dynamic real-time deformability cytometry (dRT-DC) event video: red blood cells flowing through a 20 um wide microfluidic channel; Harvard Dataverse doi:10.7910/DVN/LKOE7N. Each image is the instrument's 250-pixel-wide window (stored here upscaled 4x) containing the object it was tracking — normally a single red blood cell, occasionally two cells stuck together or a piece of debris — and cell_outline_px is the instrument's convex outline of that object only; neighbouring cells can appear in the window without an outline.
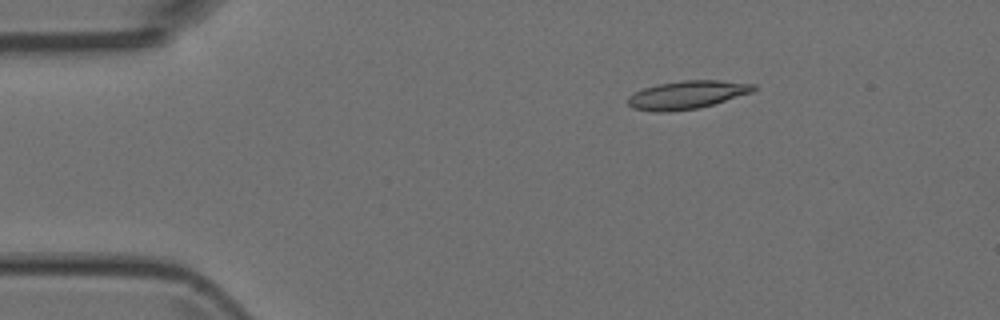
{"species": "Egyptian fruit bat (a non-hibernating species)", "species_latin": "Rousettus aegyptiacus", "temperature_condition": "room temperature", "stored_images_in_passage": 51, "camera_frame_rate_fps": 3000, "um_per_image_px": 0.085, "animal": {"sex": "female"}, "frame": {"image": 1, "passage_image": 8, "time_ms": 2.333, "image_size_px": [1000, 320], "cell_outline_px": [[756, 88], [752, 92], [712, 104], [696, 108], [668, 112], [656, 112], [632, 108], [628, 104], [628, 96], [644, 88], [656, 84], [680, 80], [720, 80], [756, 84]], "centroid_in_image_um": [58.38, 8.05], "position_along_channel_um": 26.6, "area_um2": 20.52}}
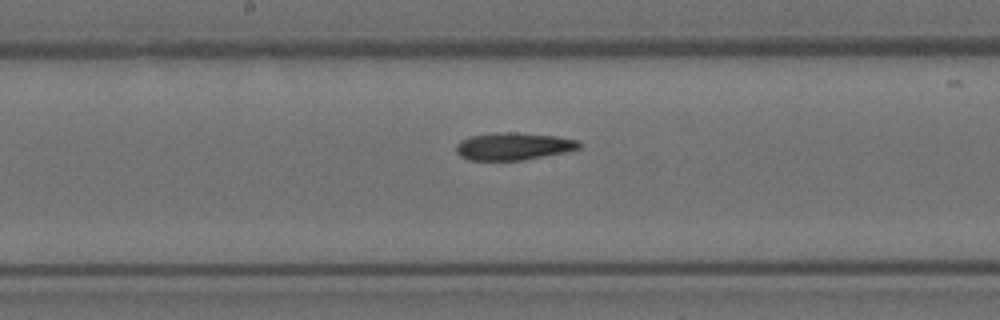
{"frame": {"image": 2, "passage_image": 26, "time_ms": 8.333, "image_size_px": [1000, 320], "cell_outline_px": [[580, 148], [564, 152], [524, 160], [468, 160], [460, 156], [456, 152], [456, 144], [460, 140], [472, 136], [496, 132], [516, 132], [556, 136], [576, 140], [580, 144]], "centroid_in_image_um": [43.6, 12.43], "position_along_channel_um": 204.6, "area_um2": 19.59}}
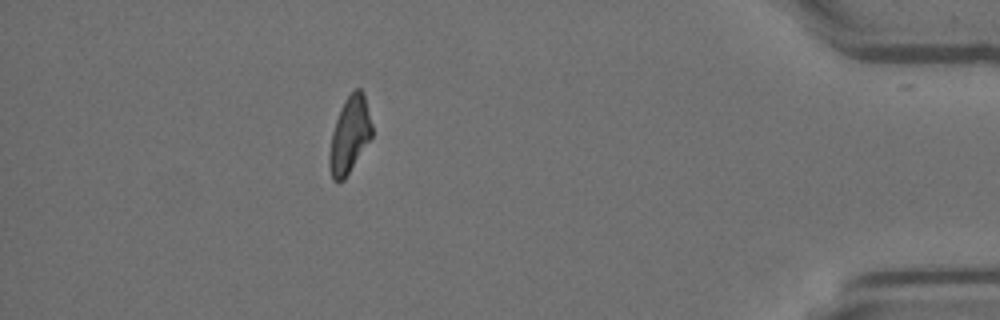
{"frame": {"image": 3, "passage_image": 45, "time_ms": 14.667, "image_size_px": [1000, 320], "cell_outline_px": [[372, 136], [344, 180], [332, 180], [328, 168], [328, 156], [332, 132], [340, 108], [344, 100], [356, 88], [360, 88], [364, 92], [372, 124]], "centroid_in_image_um": [29.7, 11.47], "position_along_channel_um": 405.5, "area_um2": 18.96}}